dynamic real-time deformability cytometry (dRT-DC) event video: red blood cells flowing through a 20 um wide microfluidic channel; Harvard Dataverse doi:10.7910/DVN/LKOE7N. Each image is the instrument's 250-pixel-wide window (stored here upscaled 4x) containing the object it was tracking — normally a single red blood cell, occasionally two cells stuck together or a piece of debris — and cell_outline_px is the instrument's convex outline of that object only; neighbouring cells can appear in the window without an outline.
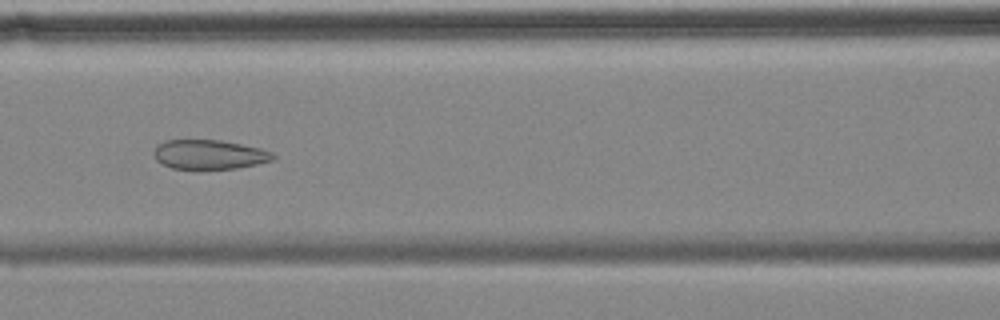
{"species": "common noctule bat (a hibernating species)", "species_latin": "Nyctalus noctula", "temperature_condition": "cold", "stored_images_in_passage": 57, "camera_frame_rate_fps": 3000, "um_per_image_px": 0.085, "animal": {"sex": "female", "body_mass_g": 18.4}, "frame": {"image": 1, "passage_image": 24, "time_ms": 7.667, "image_size_px": [1000, 320], "cell_outline_px": [[276, 156], [272, 160], [256, 164], [236, 168], [196, 172], [172, 168], [156, 160], [152, 152], [156, 144], [164, 140], [220, 140], [260, 148], [272, 152]], "centroid_in_image_um": [17.72, 13.17], "position_along_channel_um": 148.9, "area_um2": 21.15}}
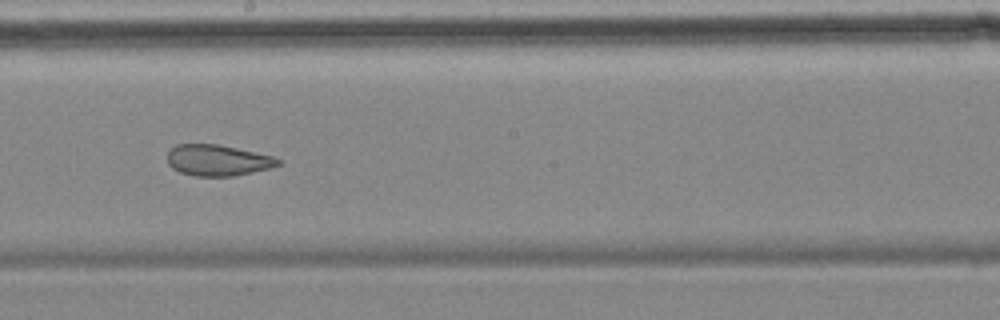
{"frame": {"image": 2, "passage_image": 31, "time_ms": 10.0, "image_size_px": [1000, 320], "cell_outline_px": [[280, 164], [272, 168], [232, 176], [196, 176], [180, 172], [172, 168], [168, 164], [168, 152], [176, 144], [216, 144], [236, 148], [272, 156], [280, 160]], "centroid_in_image_um": [18.49, 13.63], "position_along_channel_um": 229.7, "area_um2": 19.88}}
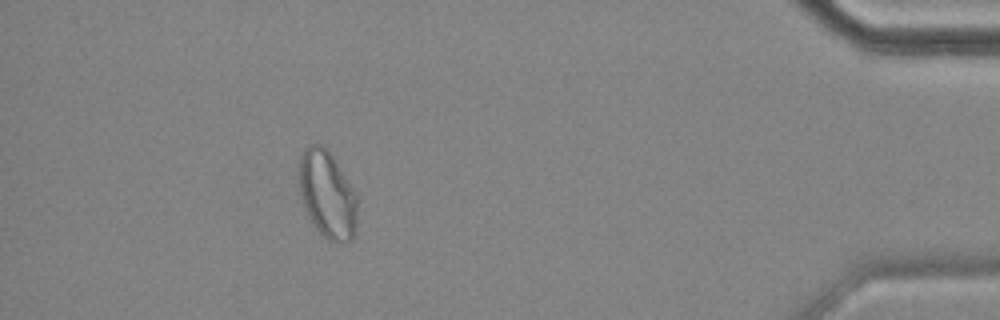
{"frame": {"image": 3, "passage_image": 51, "time_ms": 16.667, "image_size_px": [1000, 320], "cell_outline_px": [[356, 228], [352, 240], [328, 240], [316, 228], [308, 216], [300, 192], [300, 156], [304, 148], [312, 144], [320, 144], [328, 148], [356, 192]], "centroid_in_image_um": [27.83, 16.48], "position_along_channel_um": 407.4, "area_um2": 29.3}, "authors_computed_cell_mechanics": {"area_um2": 26.877, "velocity_mm_per_s": 3.4874, "shape_relaxation_time_tau1_ms": null, "shape_relaxation_time_tau2_ms": 1.6535, "deformation_change_tau1": null, "deformation_change_tau2": 0.0741}}